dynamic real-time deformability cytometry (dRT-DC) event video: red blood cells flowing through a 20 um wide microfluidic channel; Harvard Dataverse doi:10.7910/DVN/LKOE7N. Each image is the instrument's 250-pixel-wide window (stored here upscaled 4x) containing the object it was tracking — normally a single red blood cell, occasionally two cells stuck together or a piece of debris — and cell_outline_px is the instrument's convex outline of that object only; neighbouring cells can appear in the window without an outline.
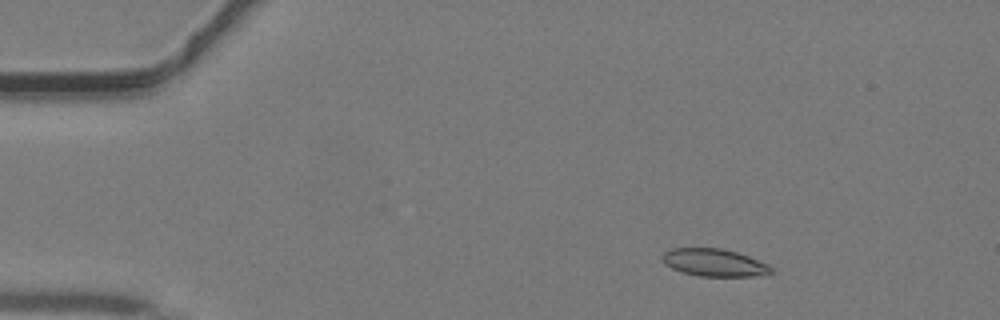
{"species": "common noctule bat (a hibernating species)", "species_latin": "Nyctalus noctula", "temperature_condition": "warm", "stored_images_in_passage": 43, "camera_frame_rate_fps": 3000, "um_per_image_px": 0.085, "animal": {"sex": "male", "body_mass_g": 19.2, "forearm_length_mm": 51.8}, "frame": {"image": 1, "passage_image": 6, "time_ms": 1.667, "image_size_px": [1000, 320], "cell_outline_px": [[776, 272], [752, 276], [700, 276], [684, 272], [672, 268], [664, 264], [660, 256], [664, 252], [672, 248], [720, 248], [736, 252], [748, 256], [768, 264]], "centroid_in_image_um": [60.69, 22.31], "position_along_channel_um": 24.3, "area_um2": 17.4}}
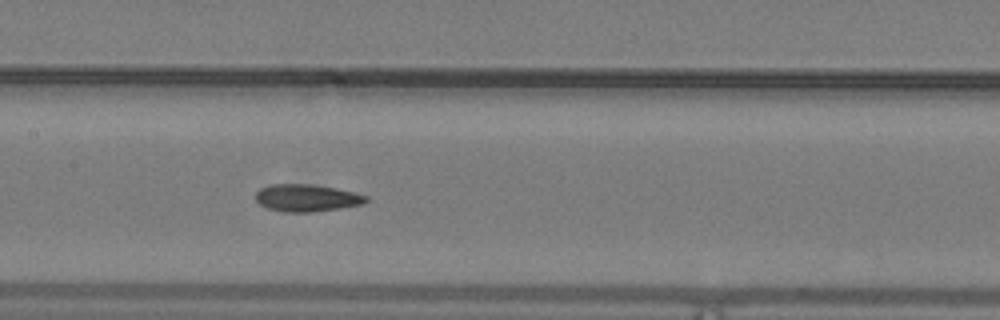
{"frame": {"image": 2, "passage_image": 21, "time_ms": 6.667, "image_size_px": [1000, 320], "cell_outline_px": [[368, 200], [364, 204], [340, 208], [308, 212], [280, 212], [268, 208], [260, 204], [256, 200], [256, 192], [260, 188], [268, 184], [308, 184], [356, 192], [368, 196]], "centroid_in_image_um": [26.06, 16.82], "position_along_channel_um": 181.3, "area_um2": 17.51}}
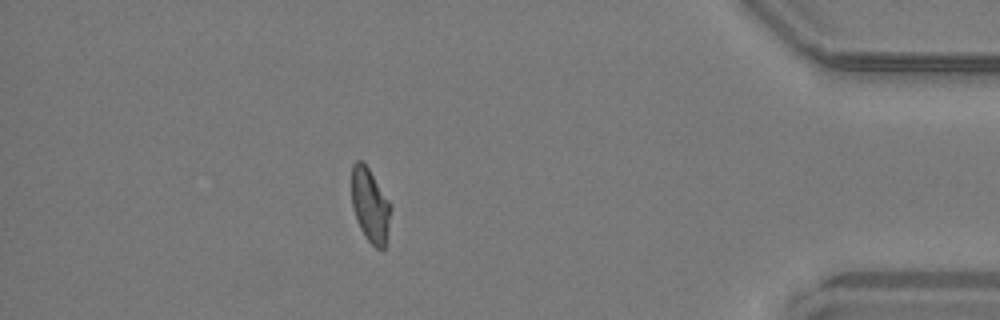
{"frame": {"image": 3, "passage_image": 38, "time_ms": 12.333, "image_size_px": [1000, 320], "cell_outline_px": [[392, 208], [384, 248], [376, 248], [368, 240], [360, 228], [356, 220], [352, 208], [352, 164], [356, 160], [364, 160], [392, 204]], "centroid_in_image_um": [31.46, 17.39], "position_along_channel_um": 403.7, "area_um2": 17.05}}